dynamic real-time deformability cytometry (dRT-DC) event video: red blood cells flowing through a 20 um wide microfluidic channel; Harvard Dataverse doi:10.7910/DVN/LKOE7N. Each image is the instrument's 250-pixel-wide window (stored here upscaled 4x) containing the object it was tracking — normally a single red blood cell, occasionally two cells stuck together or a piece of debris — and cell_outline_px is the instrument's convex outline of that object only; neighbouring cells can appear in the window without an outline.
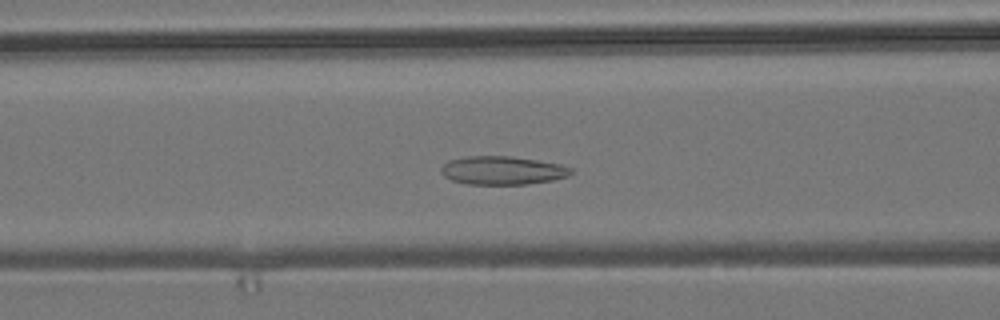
{"species": "common noctule bat (a hibernating species)", "species_latin": "Nyctalus noctula", "temperature_condition": "room temperature", "stored_images_in_passage": 52, "camera_frame_rate_fps": 3000, "um_per_image_px": 0.085, "animal": {"sex": "male", "body_mass_g": 19.2, "forearm_length_mm": 51.8}, "frame": {"image": 1, "passage_image": 20, "time_ms": 6.333, "image_size_px": [1000, 320], "cell_outline_px": [[572, 172], [568, 176], [552, 180], [528, 184], [464, 184], [452, 180], [444, 176], [440, 172], [440, 168], [448, 160], [464, 156], [508, 156], [536, 160], [560, 164], [572, 168]], "centroid_in_image_um": [42.67, 14.48], "position_along_channel_um": 123.9, "area_um2": 21.56}}
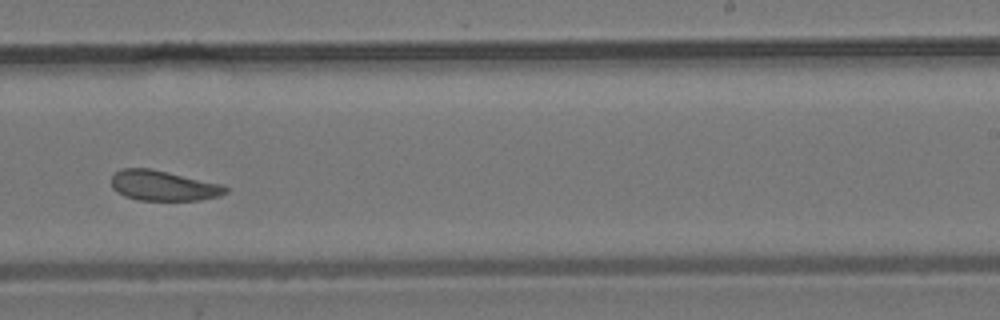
{"frame": {"image": 2, "passage_image": 32, "time_ms": 10.333, "image_size_px": [1000, 320], "cell_outline_px": [[228, 192], [220, 196], [200, 200], [136, 200], [124, 196], [116, 192], [112, 188], [112, 176], [120, 168], [152, 168], [224, 184], [228, 188]], "centroid_in_image_um": [13.9, 15.77], "position_along_channel_um": 275.1, "area_um2": 20.46}}
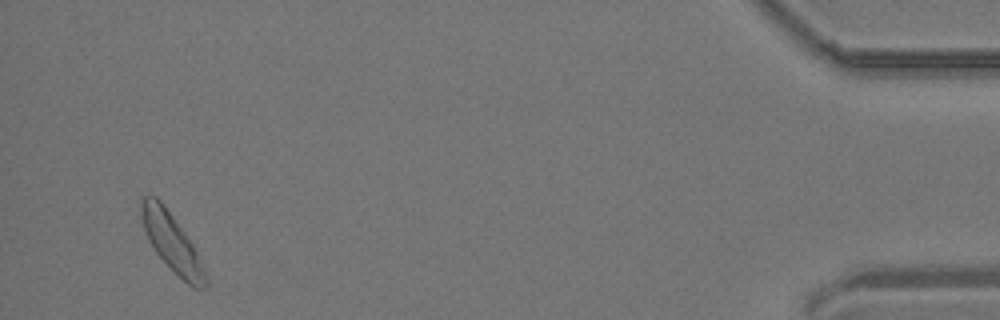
{"frame": {"image": 3, "passage_image": 50, "time_ms": 16.333, "image_size_px": [1000, 320], "cell_outline_px": [[208, 284], [204, 288], [192, 288], [156, 252], [148, 240], [144, 228], [140, 208], [140, 200], [144, 196], [156, 196], [164, 204], [184, 232], [192, 244], [208, 276]], "centroid_in_image_um": [14.61, 20.59], "position_along_channel_um": 420.6, "area_um2": 21.15}, "authors_computed_cell_mechanics": {"area_um2": 21.0103, "velocity_mm_per_s": 3.7854, "shape_relaxation_time_tau1_ms": 8.6137, "shape_relaxation_time_tau2_ms": 3.0326, "deformation_change_tau1": 0.1271, "deformation_change_tau2": 0.0967}}